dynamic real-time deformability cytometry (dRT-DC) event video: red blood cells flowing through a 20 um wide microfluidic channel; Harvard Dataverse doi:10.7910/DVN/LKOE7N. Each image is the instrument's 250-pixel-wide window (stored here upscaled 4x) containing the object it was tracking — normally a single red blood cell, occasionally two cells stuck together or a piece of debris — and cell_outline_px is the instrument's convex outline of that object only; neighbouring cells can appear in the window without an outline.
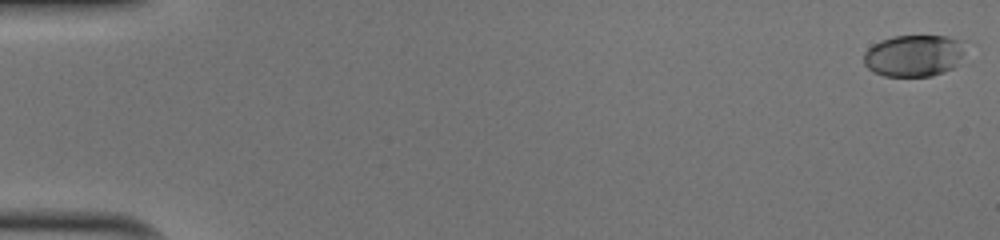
{"species": "human", "species_latin": "Homo sapiens", "temperature_condition": "cold", "stored_images_in_passage": 52, "camera_frame_rate_fps": 3000, "um_per_image_px": 0.085, "donor": {"sex": "male"}, "frame": {"image": 1, "passage_image": 1, "time_ms": 0.0, "image_size_px": [1000, 240], "cell_outline_px": [[964, 52], [956, 64], [952, 68], [944, 72], [932, 76], [884, 76], [872, 72], [864, 64], [864, 52], [872, 44], [880, 40], [892, 36], [948, 36], [960, 40]], "centroid_in_image_um": [77.63, 4.73], "position_along_channel_um": 7.4, "area_um2": 24.74}}
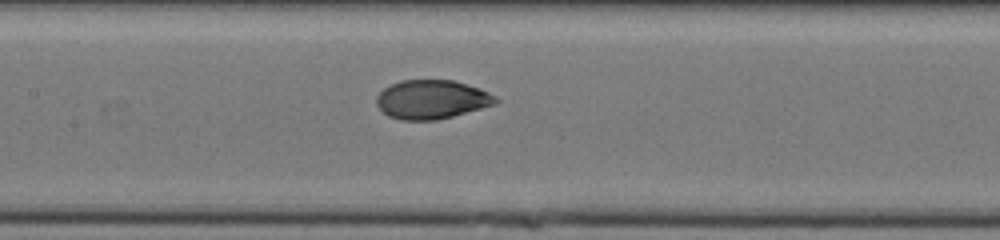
{"frame": {"image": 2, "passage_image": 26, "time_ms": 8.333, "image_size_px": [1000, 240], "cell_outline_px": [[500, 100], [496, 104], [452, 116], [436, 120], [400, 120], [388, 116], [376, 104], [376, 96], [384, 88], [400, 80], [452, 80], [480, 88], [496, 96]], "centroid_in_image_um": [36.7, 8.45], "position_along_channel_um": 170.7, "area_um2": 26.99}}
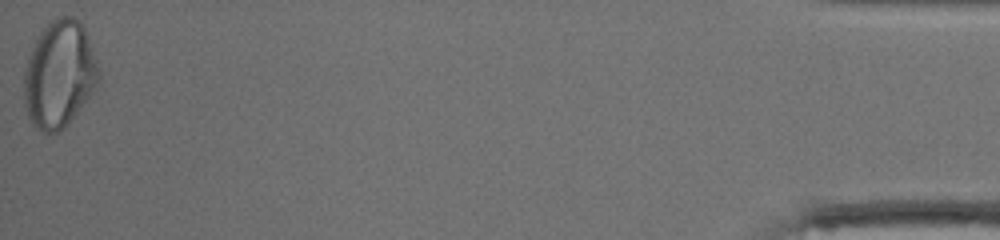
{"frame": {"image": 3, "passage_image": 52, "time_ms": 17.0, "image_size_px": [1000, 240], "cell_outline_px": [[100, 84], [68, 124], [56, 132], [44, 132], [36, 128], [32, 124], [28, 116], [24, 104], [24, 72], [28, 56], [36, 36], [56, 16], [72, 16], [84, 28], [96, 60], [100, 76]], "centroid_in_image_um": [5.03, 6.33], "position_along_channel_um": 430.2, "area_um2": 46.59}, "authors_computed_cell_mechanics": {"area_um2": 27.3683, "velocity_mm_per_s": 4.0452, "shape_relaxation_time_tau1_ms": 5.4119, "shape_relaxation_time_tau2_ms": null, "deformation_change_tau1": 0.1835, "deformation_change_tau2": null}}